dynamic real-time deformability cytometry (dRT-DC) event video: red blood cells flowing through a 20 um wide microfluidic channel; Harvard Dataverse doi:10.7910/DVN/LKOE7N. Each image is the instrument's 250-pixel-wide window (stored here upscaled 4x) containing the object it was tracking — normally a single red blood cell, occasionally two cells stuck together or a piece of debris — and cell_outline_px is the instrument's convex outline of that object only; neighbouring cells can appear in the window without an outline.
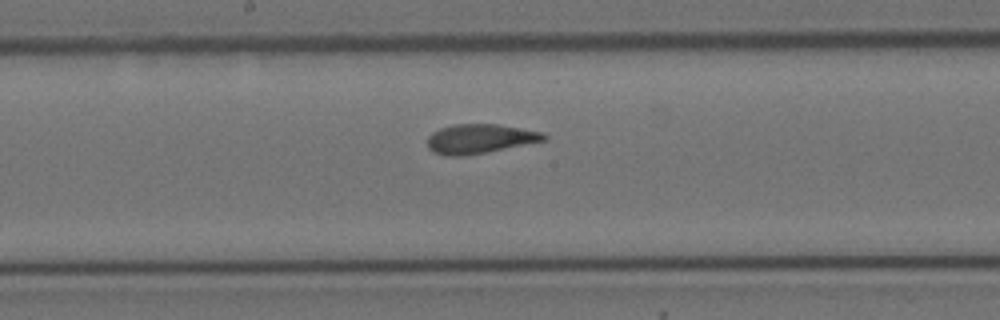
{"species": "Egyptian fruit bat (a non-hibernating species)", "species_latin": "Rousettus aegyptiacus", "temperature_condition": "cold", "stored_images_in_passage": 6, "camera_frame_rate_fps": 3000, "um_per_image_px": 0.085, "animal": {"sex": "female"}, "frame": {"image": 1, "passage_image": 6, "time_ms": 1.667, "image_size_px": [1000, 320], "cell_outline_px": [[548, 136], [544, 140], [464, 156], [444, 156], [432, 152], [428, 148], [428, 136], [432, 132], [440, 128], [452, 124], [496, 124], [544, 132]], "centroid_in_image_um": [40.72, 11.79], "position_along_channel_um": 207.5, "area_um2": 19.77}}